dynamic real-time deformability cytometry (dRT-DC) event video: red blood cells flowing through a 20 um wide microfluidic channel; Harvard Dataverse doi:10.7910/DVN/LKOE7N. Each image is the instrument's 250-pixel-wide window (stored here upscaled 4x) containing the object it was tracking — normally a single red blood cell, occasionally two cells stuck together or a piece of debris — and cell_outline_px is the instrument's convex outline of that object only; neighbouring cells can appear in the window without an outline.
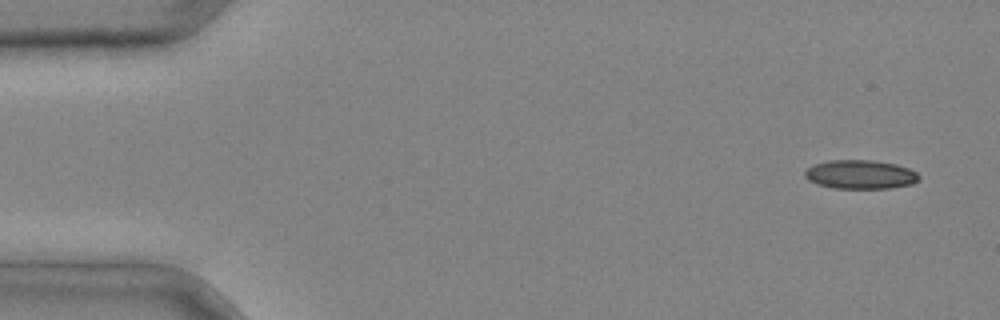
{"species": "common noctule bat (a hibernating species)", "species_latin": "Nyctalus noctula", "temperature_condition": "cold", "stored_images_in_passage": 4, "camera_frame_rate_fps": 3000, "um_per_image_px": 0.085, "animal": {"sex": "male", "body_mass_g": 20.4}, "frame": {"image": 1, "passage_image": 4, "time_ms": 1.0, "image_size_px": [1000, 320], "cell_outline_px": [[920, 176], [912, 184], [888, 188], [832, 188], [816, 184], [808, 180], [804, 176], [804, 172], [812, 164], [828, 160], [872, 160], [896, 164], [908, 168], [916, 172]], "centroid_in_image_um": [73.08, 14.82], "position_along_channel_um": 11.9, "area_um2": 19.25}}